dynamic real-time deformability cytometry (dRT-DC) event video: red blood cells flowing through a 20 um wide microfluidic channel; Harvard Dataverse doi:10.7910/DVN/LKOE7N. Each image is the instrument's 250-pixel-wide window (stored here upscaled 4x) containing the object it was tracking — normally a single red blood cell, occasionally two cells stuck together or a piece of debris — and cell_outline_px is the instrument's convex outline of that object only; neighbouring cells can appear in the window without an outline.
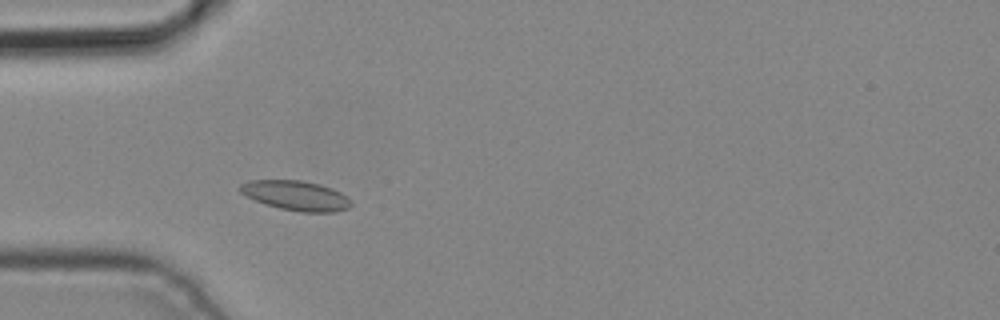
{"species": "common noctule bat (a hibernating species)", "species_latin": "Nyctalus noctula", "temperature_condition": "cold", "stored_images_in_passage": 4, "camera_frame_rate_fps": 3000, "um_per_image_px": 0.085, "animal": {"sex": "male", "body_mass_g": 19.2, "forearm_length_mm": 51.8}, "frame": {"image": 1, "passage_image": 2, "time_ms": 0.333, "image_size_px": [1000, 320], "cell_outline_px": [[352, 204], [348, 208], [336, 212], [300, 212], [280, 208], [264, 204], [240, 192], [240, 184], [248, 180], [300, 180], [320, 184], [332, 188], [340, 192]], "centroid_in_image_um": [25.14, 16.62], "position_along_channel_um": 59.9, "area_um2": 19.07}}
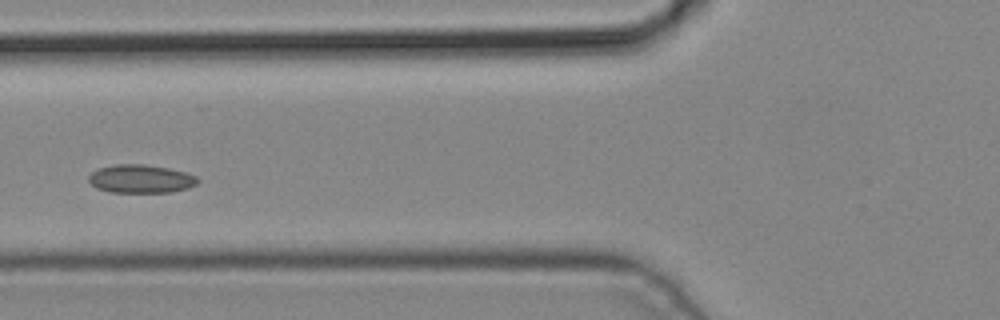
{"frame": {"image": 2, "passage_image": 3, "time_ms": 0.667, "image_size_px": [1000, 320], "cell_outline_px": [[200, 180], [196, 184], [188, 188], [172, 192], [108, 192], [96, 188], [88, 180], [88, 176], [92, 172], [100, 168], [116, 164], [144, 164], [168, 168], [184, 172], [196, 176]], "centroid_in_image_um": [11.96, 15.2], "position_along_channel_um": 113.8, "area_um2": 17.98}}
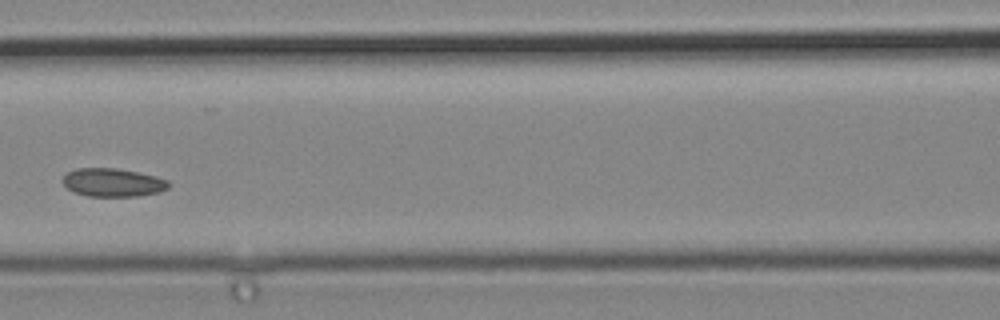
{"frame": {"image": 3, "passage_image": 4, "time_ms": 1.0, "image_size_px": [1000, 320], "cell_outline_px": [[168, 188], [160, 192], [140, 196], [88, 196], [72, 192], [60, 180], [68, 172], [76, 168], [116, 168], [156, 176], [168, 180]], "centroid_in_image_um": [9.57, 15.51], "position_along_channel_um": 157.0, "area_um2": 17.51}}